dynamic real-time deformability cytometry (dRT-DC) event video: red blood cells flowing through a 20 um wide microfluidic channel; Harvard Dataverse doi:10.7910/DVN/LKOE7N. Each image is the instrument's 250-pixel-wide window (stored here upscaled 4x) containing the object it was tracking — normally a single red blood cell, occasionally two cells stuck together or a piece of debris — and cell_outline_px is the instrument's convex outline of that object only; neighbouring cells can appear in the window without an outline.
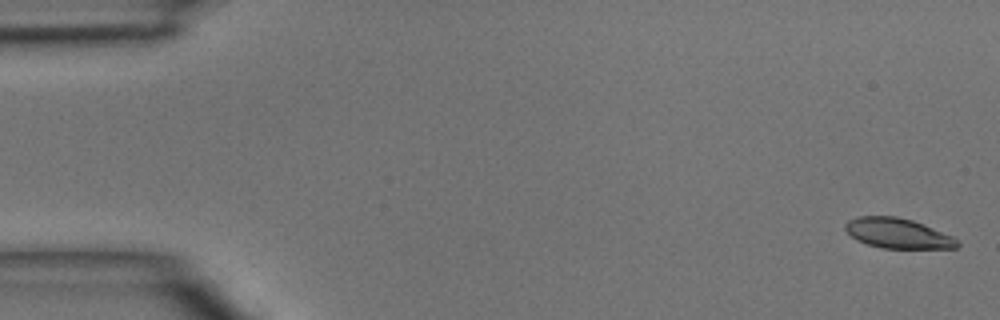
{"species": "common noctule bat (a hibernating species)", "species_latin": "Nyctalus noctula", "temperature_condition": "room temperature", "stored_images_in_passage": 47, "camera_frame_rate_fps": 3000, "um_per_image_px": 0.085, "animal": {"sex": "male", "body_mass_g": 15.6}, "frame": {"image": 1, "passage_image": 1, "time_ms": 0.0, "image_size_px": [1000, 320], "cell_outline_px": [[960, 244], [956, 248], [880, 248], [856, 240], [844, 228], [844, 224], [848, 220], [860, 216], [896, 216], [912, 220], [924, 224], [952, 236]], "centroid_in_image_um": [76.29, 19.82], "position_along_channel_um": 8.7, "area_um2": 19.54}}
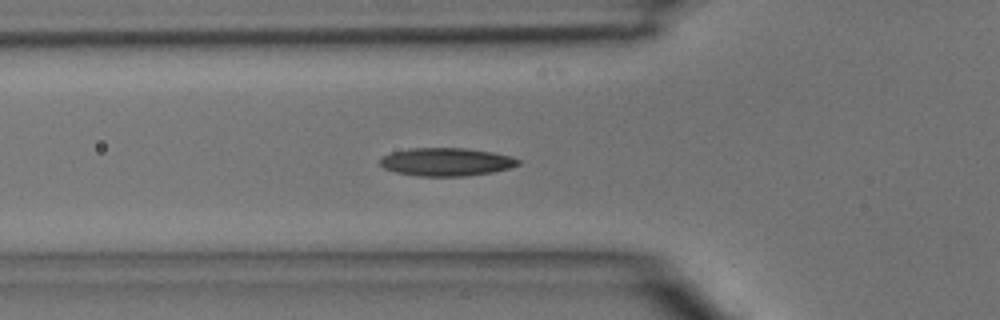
{"frame": {"image": 2, "passage_image": 16, "time_ms": 5.0, "image_size_px": [1000, 320], "cell_outline_px": [[520, 164], [508, 168], [492, 172], [464, 176], [416, 176], [396, 172], [384, 168], [380, 164], [380, 160], [384, 156], [392, 152], [408, 148], [464, 148], [492, 152], [508, 156], [520, 160]], "centroid_in_image_um": [37.91, 13.76], "position_along_channel_um": 87.9, "area_um2": 22.43}}
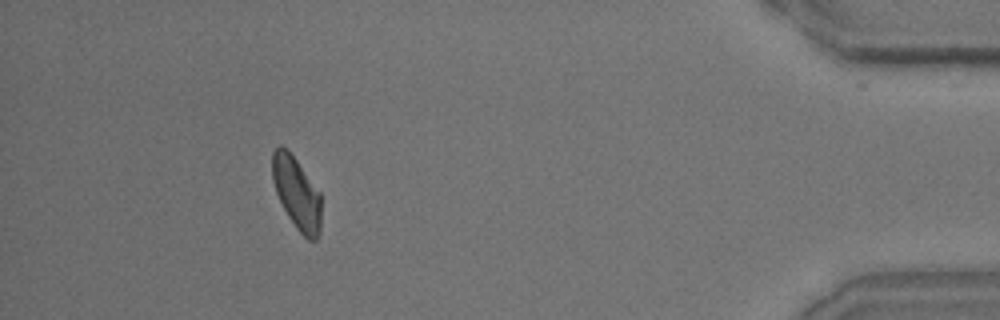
{"frame": {"image": 3, "passage_image": 43, "time_ms": 14.0, "image_size_px": [1000, 320], "cell_outline_px": [[320, 228], [316, 240], [308, 240], [296, 228], [288, 216], [276, 192], [272, 180], [272, 152], [280, 144], [296, 160], [320, 192]], "centroid_in_image_um": [25.21, 16.43], "position_along_channel_um": 410.0, "area_um2": 20.17}}